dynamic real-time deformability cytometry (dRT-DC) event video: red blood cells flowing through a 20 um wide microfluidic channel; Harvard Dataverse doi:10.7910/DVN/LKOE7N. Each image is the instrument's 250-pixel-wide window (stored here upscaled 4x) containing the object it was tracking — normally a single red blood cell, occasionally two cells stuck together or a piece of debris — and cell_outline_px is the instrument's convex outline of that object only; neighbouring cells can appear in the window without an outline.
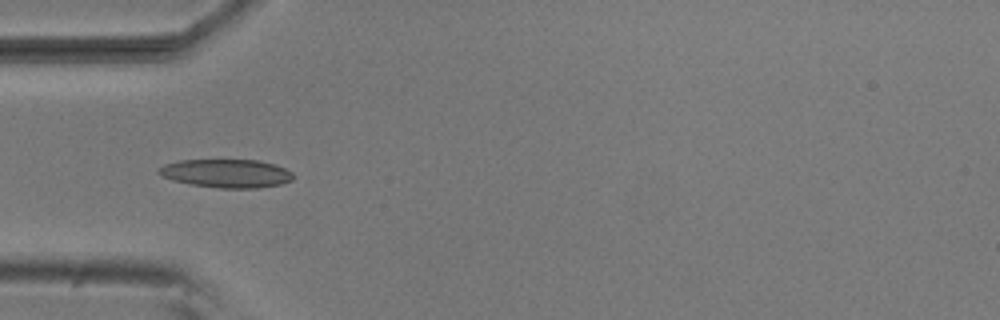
{"species": "common noctule bat (a hibernating species)", "species_latin": "Nyctalus noctula", "temperature_condition": "room temperature", "stored_images_in_passage": 10, "camera_frame_rate_fps": 3000, "um_per_image_px": 0.085, "animal": {"sex": "male", "body_mass_g": 20.5, "forearm_length_mm": 52.5}, "frame": {"image": 1, "passage_image": 5, "time_ms": 1.333, "image_size_px": [1000, 320], "cell_outline_px": [[292, 180], [280, 184], [256, 188], [220, 188], [192, 184], [172, 180], [160, 176], [156, 172], [156, 168], [164, 164], [180, 160], [260, 160], [284, 168], [292, 172]], "centroid_in_image_um": [19.18, 14.73], "position_along_channel_um": 65.8, "area_um2": 22.25}}
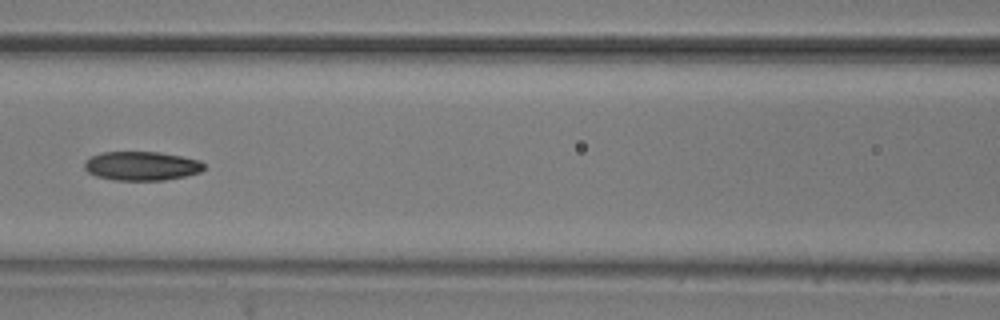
{"frame": {"image": 2, "passage_image": 7, "time_ms": 2.0, "image_size_px": [1000, 320], "cell_outline_px": [[204, 168], [200, 172], [184, 176], [164, 180], [116, 180], [96, 176], [88, 172], [84, 168], [84, 164], [92, 156], [104, 152], [160, 152], [200, 160], [204, 164]], "centroid_in_image_um": [12.05, 14.1], "position_along_channel_um": 154.6, "area_um2": 20.0}}
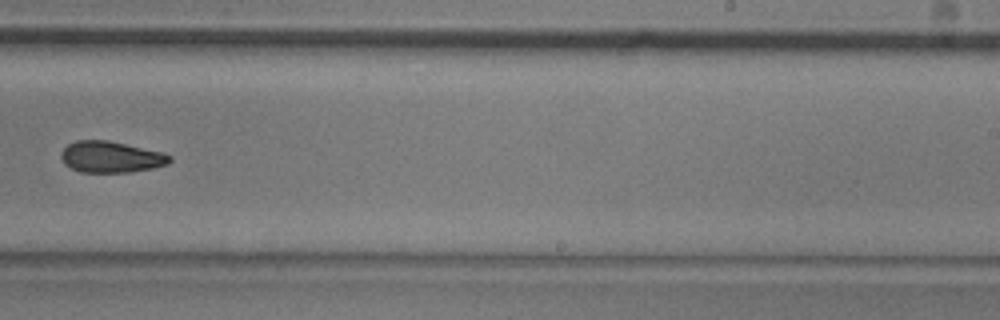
{"frame": {"image": 3, "passage_image": 10, "time_ms": 3.0, "image_size_px": [1000, 320], "cell_outline_px": [[172, 160], [168, 164], [152, 168], [128, 172], [80, 172], [64, 164], [60, 156], [60, 152], [68, 144], [76, 140], [108, 140], [164, 152], [172, 156]], "centroid_in_image_um": [9.43, 13.33], "position_along_channel_um": 279.6, "area_um2": 19.94}}